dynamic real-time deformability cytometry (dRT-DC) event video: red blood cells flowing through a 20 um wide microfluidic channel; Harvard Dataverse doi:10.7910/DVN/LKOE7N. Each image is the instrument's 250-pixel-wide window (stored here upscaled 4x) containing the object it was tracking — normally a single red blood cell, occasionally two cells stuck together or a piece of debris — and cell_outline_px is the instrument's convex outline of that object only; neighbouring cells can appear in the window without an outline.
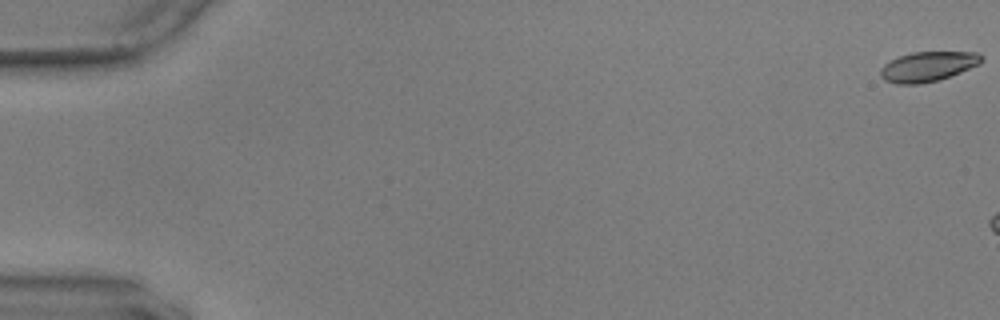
{"species": "common noctule bat (a hibernating species)", "species_latin": "Nyctalus noctula", "temperature_condition": "warm", "stored_images_in_passage": 9, "camera_frame_rate_fps": 3000, "um_per_image_px": 0.085, "animal": {"sex": "male", "body_mass_g": 17.9, "forearm_length_mm": 54.2}, "frame": {"image": 1, "passage_image": 1, "time_ms": 0.0, "image_size_px": [1000, 320], "cell_outline_px": [[984, 60], [980, 64], [940, 80], [920, 84], [896, 84], [884, 80], [880, 76], [880, 68], [884, 64], [900, 56], [912, 52], [976, 52], [984, 56]], "centroid_in_image_um": [78.88, 5.66], "position_along_channel_um": 6.1, "area_um2": 17.69}}